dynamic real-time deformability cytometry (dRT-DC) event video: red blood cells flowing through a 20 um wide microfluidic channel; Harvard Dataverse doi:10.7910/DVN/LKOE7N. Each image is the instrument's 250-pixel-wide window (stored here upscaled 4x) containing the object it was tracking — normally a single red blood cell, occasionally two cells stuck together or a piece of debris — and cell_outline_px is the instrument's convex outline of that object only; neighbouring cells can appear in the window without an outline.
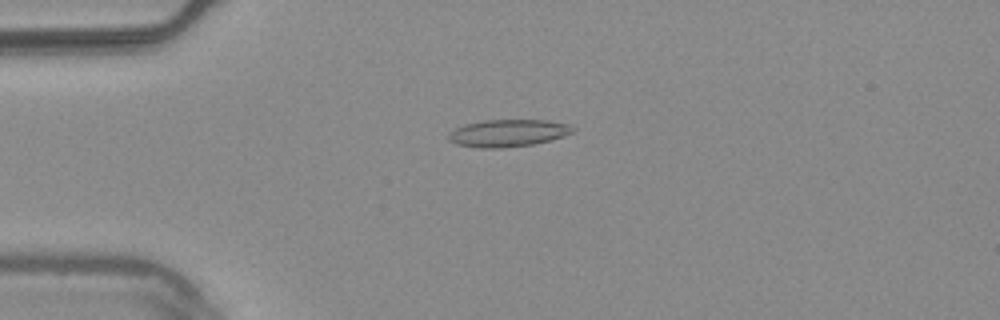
{"species": "common noctule bat (a hibernating species)", "species_latin": "Nyctalus noctula", "temperature_condition": "warm", "stored_images_in_passage": 54, "camera_frame_rate_fps": 3000, "um_per_image_px": 0.085, "animal": {"sex": "male", "body_mass_g": 20.4}, "frame": {"image": 1, "passage_image": 14, "time_ms": 4.333, "image_size_px": [1000, 320], "cell_outline_px": [[576, 132], [552, 140], [532, 144], [504, 148], [476, 148], [456, 144], [448, 140], [448, 132], [464, 124], [484, 120], [548, 120], [572, 124], [576, 128]], "centroid_in_image_um": [43.22, 11.31], "position_along_channel_um": 41.8, "area_um2": 20.17}}
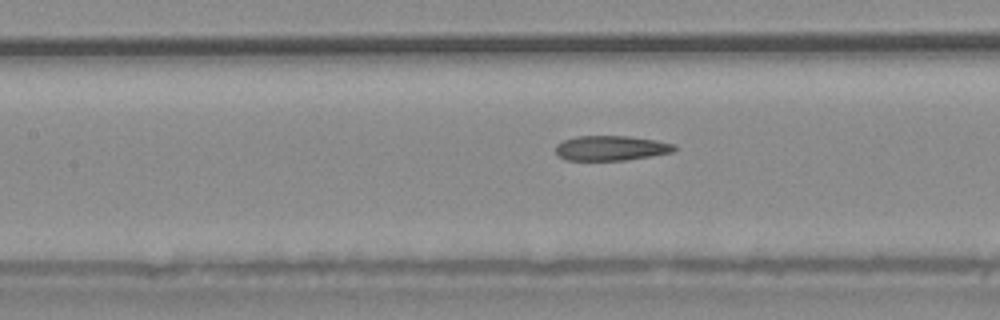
{"frame": {"image": 2, "passage_image": 25, "time_ms": 8.0, "image_size_px": [1000, 320], "cell_outline_px": [[676, 148], [672, 152], [652, 156], [628, 160], [568, 160], [560, 156], [556, 152], [556, 144], [564, 140], [576, 136], [628, 136], [656, 140], [676, 144]], "centroid_in_image_um": [51.97, 12.58], "position_along_channel_um": 155.4, "area_um2": 17.22}}
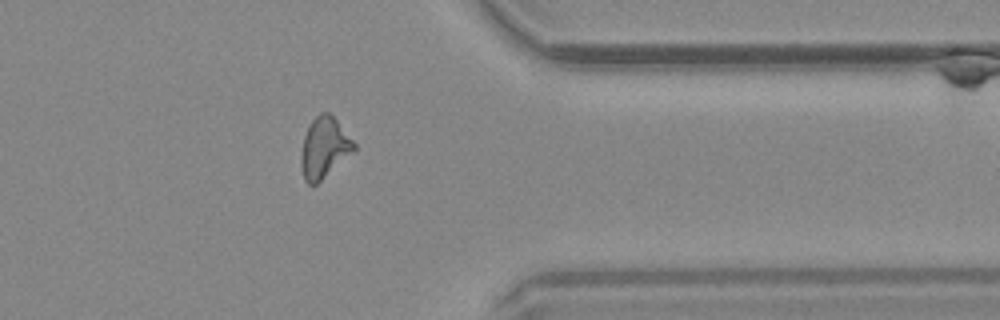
{"frame": {"image": 3, "passage_image": 44, "time_ms": 14.333, "image_size_px": [1000, 320], "cell_outline_px": [[356, 148], [352, 152], [316, 184], [308, 184], [304, 180], [300, 164], [300, 156], [304, 136], [312, 120], [320, 112], [328, 112], [336, 120], [356, 144]], "centroid_in_image_um": [27.53, 12.55], "position_along_channel_um": 383.9, "area_um2": 18.32}, "authors_computed_cell_mechanics": {"area_um2": 18.3804, "velocity_mm_per_s": 3.7895, "shape_relaxation_time_tau1_ms": null, "shape_relaxation_time_tau2_ms": 4.8931, "deformation_change_tau1": null, "deformation_change_tau2": 0.1468}}